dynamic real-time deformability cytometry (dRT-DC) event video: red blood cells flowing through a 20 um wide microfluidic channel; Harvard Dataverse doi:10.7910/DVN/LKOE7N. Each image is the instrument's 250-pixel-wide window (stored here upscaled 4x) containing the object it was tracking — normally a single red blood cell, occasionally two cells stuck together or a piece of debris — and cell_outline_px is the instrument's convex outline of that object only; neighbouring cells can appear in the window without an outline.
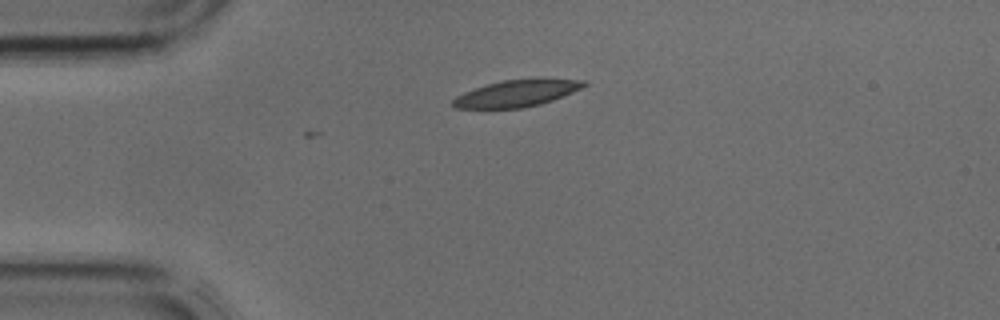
{"species": "common noctule bat (a hibernating species)", "species_latin": "Nyctalus noctula", "temperature_condition": "cold", "stored_images_in_passage": 7, "camera_frame_rate_fps": 3000, "um_per_image_px": 0.085, "animal": {"sex": "male", "body_mass_g": 17.9, "forearm_length_mm": 54.2}, "frame": {"image": 1, "passage_image": 1, "time_ms": 0.0, "image_size_px": [1000, 320], "cell_outline_px": [[588, 84], [572, 92], [552, 100], [540, 104], [524, 108], [452, 108], [452, 100], [456, 96], [464, 92], [488, 84], [504, 80], [536, 76], [588, 80]], "centroid_in_image_um": [43.99, 7.89], "position_along_channel_um": 41.0, "area_um2": 20.98}}